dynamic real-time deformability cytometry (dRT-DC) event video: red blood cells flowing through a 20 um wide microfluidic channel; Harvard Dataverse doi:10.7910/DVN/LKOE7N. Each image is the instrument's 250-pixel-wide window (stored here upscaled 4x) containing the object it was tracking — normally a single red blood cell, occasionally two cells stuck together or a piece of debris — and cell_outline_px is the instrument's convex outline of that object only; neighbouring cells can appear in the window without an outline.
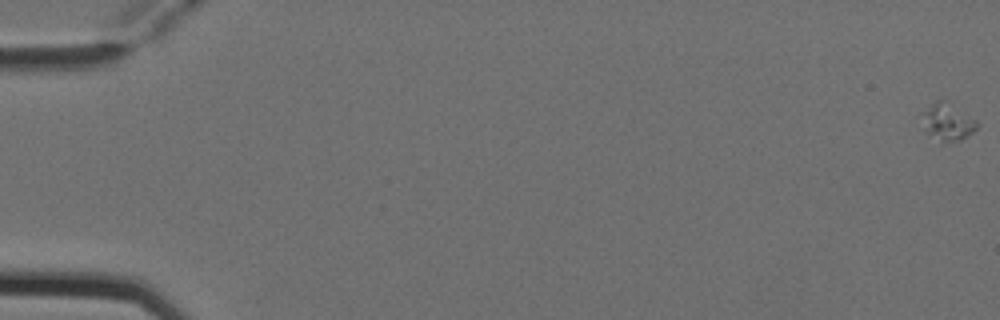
{"species": "Egyptian fruit bat (a non-hibernating species)", "species_latin": "Rousettus aegyptiacus", "temperature_condition": "cold", "stored_images_in_passage": 6, "camera_frame_rate_fps": 3000, "um_per_image_px": 0.085, "animal": {"sex": "female"}, "frame": {"image": 1, "passage_image": 1, "time_ms": 0.0, "image_size_px": [1000, 320], "cell_outline_px": [[980, 124], [968, 136], [960, 140], [940, 144], [924, 128], [924, 112], [936, 100], [944, 100], [976, 120]], "centroid_in_image_um": [80.58, 10.42], "position_along_channel_um": 4.4, "area_um2": 11.56}}